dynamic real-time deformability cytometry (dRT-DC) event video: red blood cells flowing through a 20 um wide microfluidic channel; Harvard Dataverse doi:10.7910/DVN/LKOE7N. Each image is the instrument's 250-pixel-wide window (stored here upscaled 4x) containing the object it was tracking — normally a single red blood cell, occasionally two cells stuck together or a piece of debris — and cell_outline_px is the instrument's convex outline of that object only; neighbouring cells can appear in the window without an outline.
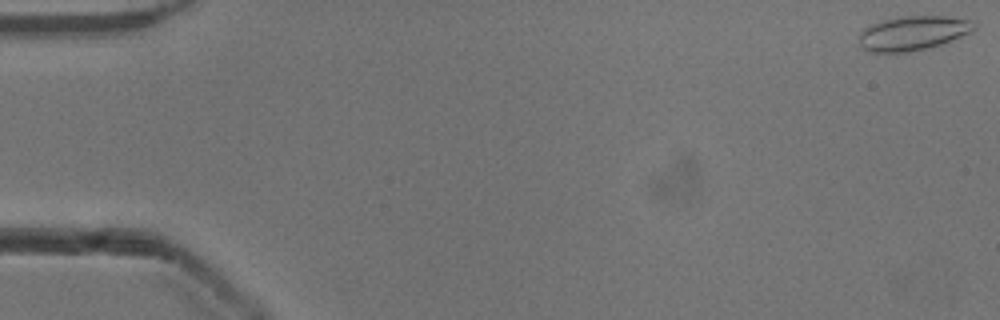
{"species": "common noctule bat (a hibernating species)", "species_latin": "Nyctalus noctula", "temperature_condition": "cold", "stored_images_in_passage": 5, "camera_frame_rate_fps": 3000, "um_per_image_px": 0.085, "animal": {"sex": "male", "body_mass_g": 13.3}, "frame": {"image": 1, "passage_image": 1, "time_ms": 0.0, "image_size_px": [1000, 320], "cell_outline_px": [[976, 28], [972, 32], [940, 44], [928, 48], [904, 52], [872, 52], [864, 48], [860, 44], [860, 32], [864, 28], [872, 24], [884, 20], [900, 16], [948, 16], [972, 20], [976, 24]], "centroid_in_image_um": [77.64, 2.8], "position_along_channel_um": 7.4, "area_um2": 22.89}}